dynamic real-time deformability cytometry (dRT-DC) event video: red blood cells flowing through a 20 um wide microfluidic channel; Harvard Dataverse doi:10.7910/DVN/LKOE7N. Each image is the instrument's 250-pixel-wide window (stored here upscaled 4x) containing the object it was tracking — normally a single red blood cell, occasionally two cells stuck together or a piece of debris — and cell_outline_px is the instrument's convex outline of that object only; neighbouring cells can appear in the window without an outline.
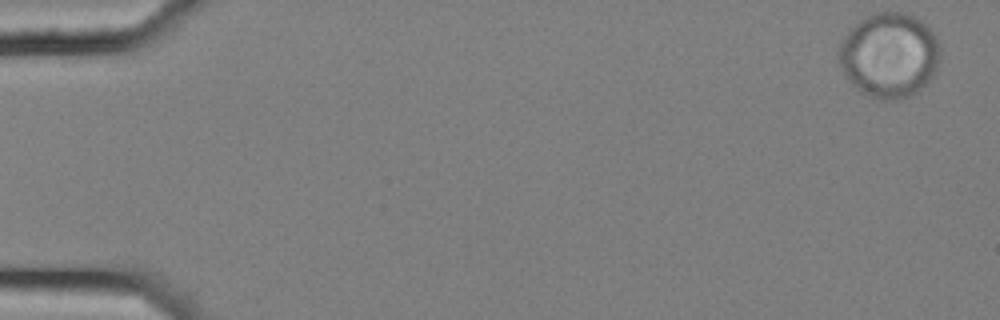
{"species": "common noctule bat (a hibernating species)", "species_latin": "Nyctalus noctula", "temperature_condition": "cold", "stored_images_in_passage": 6, "camera_frame_rate_fps": 3000, "um_per_image_px": 0.085, "animal": {"sex": "female", "body_mass_g": 25.1}, "frame": {"image": 1, "passage_image": 1, "time_ms": 0.0, "image_size_px": [1000, 320], "cell_outline_px": [[940, 60], [932, 76], [920, 88], [908, 96], [896, 100], [884, 100], [860, 92], [848, 80], [836, 56], [836, 52], [844, 36], [864, 16], [872, 12], [904, 12], [916, 16], [936, 36], [940, 44]], "centroid_in_image_um": [75.57, 4.66], "position_along_channel_um": 9.4, "area_um2": 50.17}}
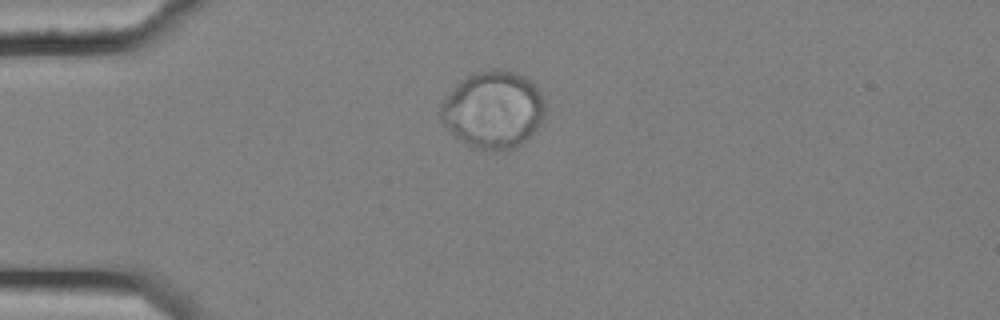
{"frame": {"image": 2, "passage_image": 4, "time_ms": 1.0, "image_size_px": [1000, 320], "cell_outline_px": [[544, 116], [540, 124], [520, 144], [512, 148], [496, 152], [488, 152], [472, 148], [456, 136], [448, 128], [440, 116], [440, 104], [456, 84], [468, 76], [476, 72], [492, 68], [496, 68], [512, 72], [524, 76], [532, 80], [540, 92], [544, 100]], "centroid_in_image_um": [41.92, 9.33], "position_along_channel_um": 43.1, "area_um2": 46.93}}
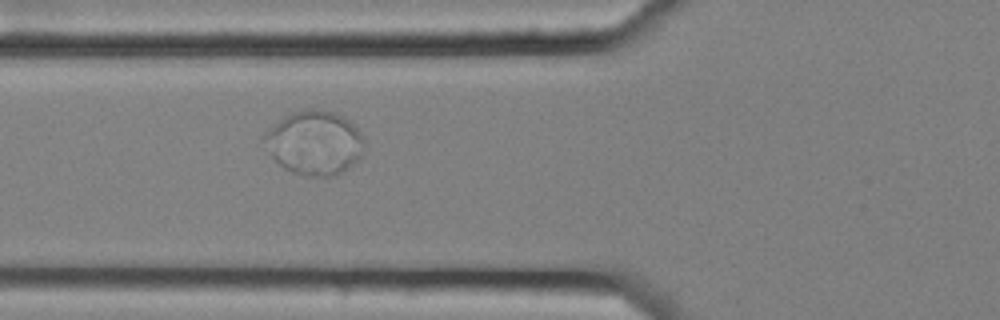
{"frame": {"image": 3, "passage_image": 6, "time_ms": 1.667, "image_size_px": [1000, 320], "cell_outline_px": [[364, 140], [360, 156], [348, 168], [336, 176], [308, 176], [292, 172], [284, 168], [264, 148], [260, 140], [264, 132], [284, 116], [308, 108], [312, 108], [332, 112], [348, 120], [364, 136]], "centroid_in_image_um": [26.68, 12.14], "position_along_channel_um": 99.1, "area_um2": 37.28}}